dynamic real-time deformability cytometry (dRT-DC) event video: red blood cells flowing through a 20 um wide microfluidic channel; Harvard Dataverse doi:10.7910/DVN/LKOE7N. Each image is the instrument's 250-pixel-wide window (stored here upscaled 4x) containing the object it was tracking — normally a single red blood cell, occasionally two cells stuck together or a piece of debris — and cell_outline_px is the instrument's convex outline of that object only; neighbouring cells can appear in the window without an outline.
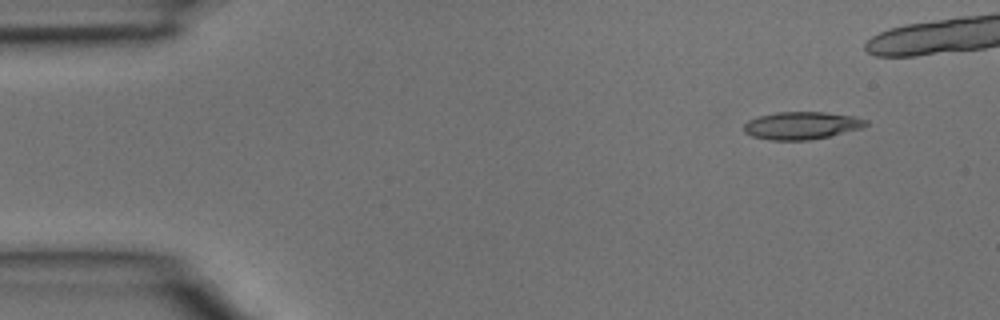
{"species": "common noctule bat (a hibernating species)", "species_latin": "Nyctalus noctula", "temperature_condition": "room temperature", "stored_images_in_passage": 4, "camera_frame_rate_fps": 3000, "um_per_image_px": 0.085, "animal": {"sex": "male", "body_mass_g": 15.6}, "frame": {"image": 1, "passage_image": 1, "time_ms": 0.0, "image_size_px": [1000, 320], "cell_outline_px": [[868, 124], [860, 128], [828, 136], [808, 140], [768, 140], [752, 136], [744, 132], [744, 124], [748, 120], [760, 116], [776, 112], [824, 112], [856, 116], [868, 120]], "centroid_in_image_um": [68.12, 10.66], "position_along_channel_um": 16.9, "area_um2": 19.54}}